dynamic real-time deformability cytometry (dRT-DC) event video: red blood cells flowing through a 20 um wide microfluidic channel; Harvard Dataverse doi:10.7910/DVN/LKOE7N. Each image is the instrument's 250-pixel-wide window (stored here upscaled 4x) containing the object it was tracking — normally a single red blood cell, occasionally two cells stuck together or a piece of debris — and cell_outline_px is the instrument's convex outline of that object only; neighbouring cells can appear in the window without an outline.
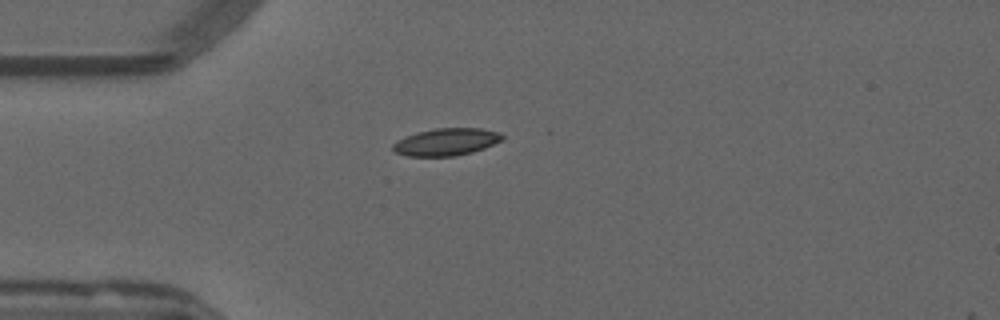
{"species": "common noctule bat (a hibernating species)", "species_latin": "Nyctalus noctula", "temperature_condition": "warm", "stored_images_in_passage": 41, "camera_frame_rate_fps": 3000, "um_per_image_px": 0.085, "animal": {"sex": "male", "forearm_length_mm": 52.5}, "frame": {"image": 1, "passage_image": 1, "time_ms": 0.0, "image_size_px": [1000, 320], "cell_outline_px": [[504, 140], [484, 148], [472, 152], [452, 156], [408, 156], [396, 152], [392, 148], [392, 144], [416, 132], [436, 128], [480, 128], [500, 132], [504, 136]], "centroid_in_image_um": [37.98, 12.05], "position_along_channel_um": 47.0, "area_um2": 17.28}}
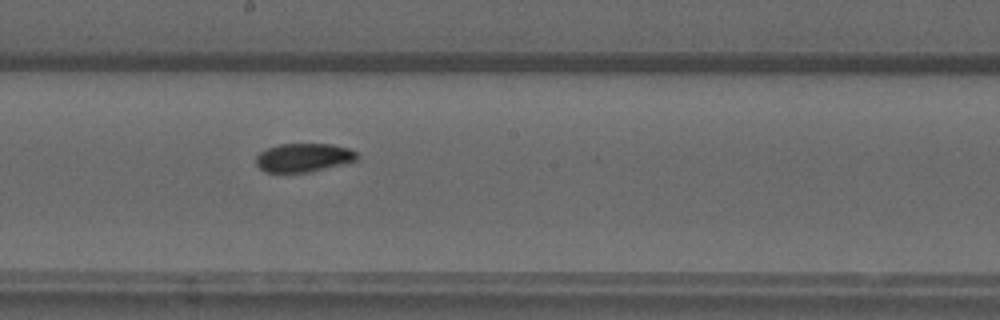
{"frame": {"image": 2, "passage_image": 16, "time_ms": 5.0, "image_size_px": [1000, 320], "cell_outline_px": [[360, 156], [356, 160], [344, 164], [308, 172], [264, 172], [256, 164], [256, 156], [260, 152], [268, 148], [280, 144], [332, 144], [348, 148], [356, 152]], "centroid_in_image_um": [25.81, 13.39], "position_along_channel_um": 222.4, "area_um2": 16.82}}
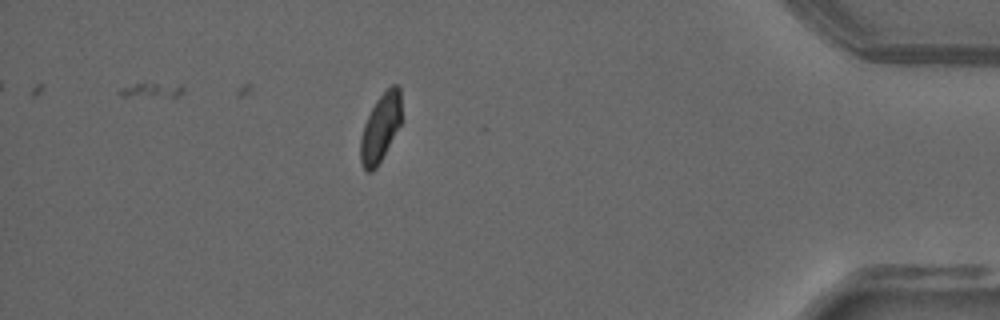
{"frame": {"image": 3, "passage_image": 34, "time_ms": 11.0, "image_size_px": [1000, 320], "cell_outline_px": [[404, 120], [376, 168], [372, 172], [368, 172], [364, 168], [360, 160], [360, 140], [364, 124], [376, 100], [392, 84], [396, 84], [400, 88]], "centroid_in_image_um": [32.39, 10.83], "position_along_channel_um": 402.8, "area_um2": 16.59}, "authors_computed_cell_mechanics": {"area_um2": 17.1088, "velocity_mm_per_s": 3.7909, "shape_relaxation_time_tau1_ms": null, "shape_relaxation_time_tau2_ms": 7.4819, "deformation_change_tau1": null, "deformation_change_tau2": 0.0799}}